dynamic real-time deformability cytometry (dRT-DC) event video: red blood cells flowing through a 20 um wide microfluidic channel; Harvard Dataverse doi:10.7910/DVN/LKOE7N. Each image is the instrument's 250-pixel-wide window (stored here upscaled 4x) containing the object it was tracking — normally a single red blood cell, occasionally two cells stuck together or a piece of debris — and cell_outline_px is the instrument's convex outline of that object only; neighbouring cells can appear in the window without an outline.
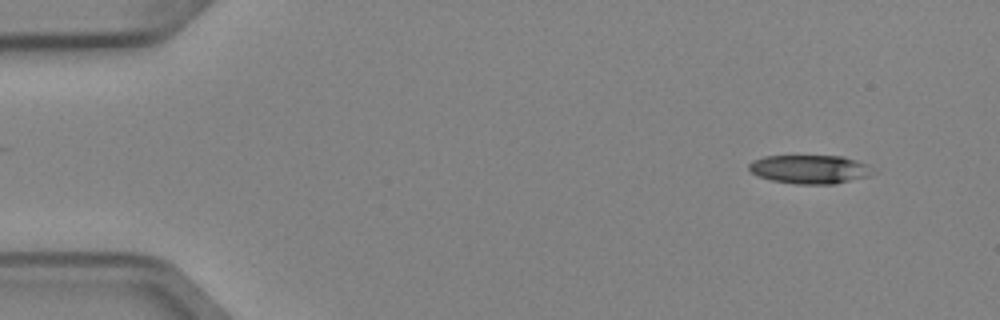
{"species": "Egyptian fruit bat (a non-hibernating species)", "species_latin": "Rousettus aegyptiacus", "temperature_condition": "cold", "stored_images_in_passage": 4, "camera_frame_rate_fps": 3000, "um_per_image_px": 0.085, "animal": {"sex": "female"}, "frame": {"image": 1, "passage_image": 1, "time_ms": 0.0, "image_size_px": [1000, 320], "cell_outline_px": [[876, 172], [872, 176], [836, 184], [796, 184], [772, 180], [760, 176], [752, 172], [748, 168], [748, 164], [752, 160], [764, 156], [844, 156], [868, 164]], "centroid_in_image_um": [68.9, 14.39], "position_along_channel_um": 16.1, "area_um2": 20.98}}
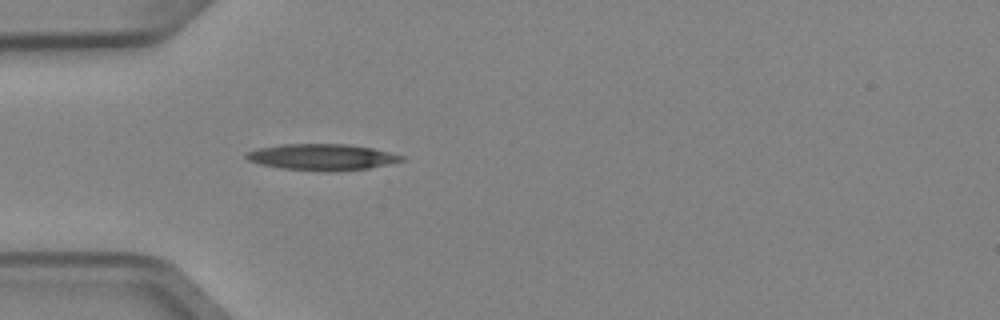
{"frame": {"image": 2, "passage_image": 4, "time_ms": 1.0, "image_size_px": [1000, 320], "cell_outline_px": [[404, 160], [388, 164], [368, 168], [336, 172], [324, 172], [284, 168], [260, 164], [248, 160], [244, 156], [244, 152], [256, 148], [280, 144], [348, 144], [372, 148], [404, 156]], "centroid_in_image_um": [27.32, 13.35], "position_along_channel_um": 57.7, "area_um2": 23.93}}